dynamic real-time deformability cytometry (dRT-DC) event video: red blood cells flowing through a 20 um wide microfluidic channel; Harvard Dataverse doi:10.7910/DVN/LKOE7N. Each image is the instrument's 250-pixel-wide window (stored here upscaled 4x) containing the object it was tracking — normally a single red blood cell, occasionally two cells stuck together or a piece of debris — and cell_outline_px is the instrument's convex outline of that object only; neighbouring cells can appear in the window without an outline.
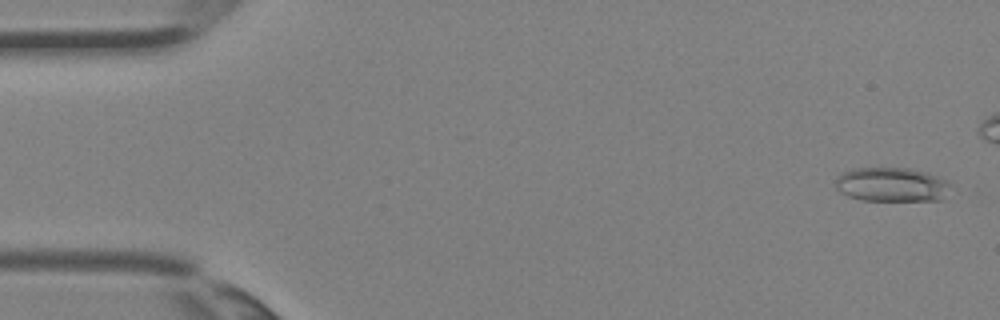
{"species": "Egyptian fruit bat (a non-hibernating species)", "species_latin": "Rousettus aegyptiacus", "temperature_condition": "room temperature", "stored_images_in_passage": 4, "camera_frame_rate_fps": 3000, "um_per_image_px": 0.085, "animal": {"sex": "female"}, "frame": {"image": 1, "passage_image": 1, "time_ms": 0.0, "image_size_px": [1000, 320], "cell_outline_px": [[948, 184], [944, 200], [860, 200], [848, 196], [840, 192], [836, 188], [836, 180], [840, 172], [852, 168], [908, 168], [928, 172], [948, 180]], "centroid_in_image_um": [75.76, 15.68], "position_along_channel_um": 9.2, "area_um2": 23.0}}